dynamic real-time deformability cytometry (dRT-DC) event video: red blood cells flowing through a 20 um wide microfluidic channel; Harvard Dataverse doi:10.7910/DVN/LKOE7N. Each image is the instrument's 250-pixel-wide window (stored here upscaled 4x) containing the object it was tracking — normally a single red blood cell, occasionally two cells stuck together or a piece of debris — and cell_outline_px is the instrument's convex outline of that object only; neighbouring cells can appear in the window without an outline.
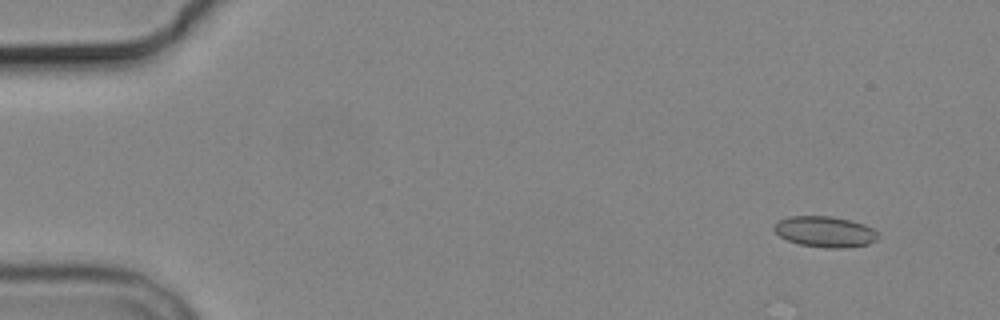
{"species": "common noctule bat (a hibernating species)", "species_latin": "Nyctalus noctula", "temperature_condition": "cold", "stored_images_in_passage": 6, "camera_frame_rate_fps": 3000, "um_per_image_px": 0.085, "animal": {"sex": "male", "body_mass_g": 19.2, "forearm_length_mm": 51.8}, "frame": {"image": 1, "passage_image": 2, "time_ms": 1.333, "image_size_px": [1000, 320], "cell_outline_px": [[880, 236], [876, 240], [868, 244], [844, 248], [828, 248], [800, 244], [788, 240], [780, 236], [772, 228], [780, 220], [788, 216], [832, 216], [864, 224], [880, 232]], "centroid_in_image_um": [70.16, 19.69], "position_along_channel_um": 14.8, "area_um2": 18.67}}
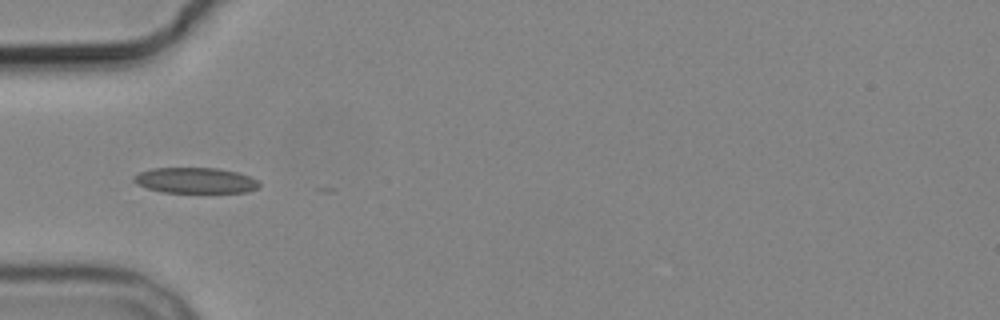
{"frame": {"image": 2, "passage_image": 6, "time_ms": 6.0, "image_size_px": [1000, 320], "cell_outline_px": [[260, 188], [244, 192], [160, 192], [136, 184], [132, 180], [132, 176], [140, 172], [152, 168], [216, 168], [236, 172], [248, 176], [256, 180], [260, 184]], "centroid_in_image_um": [16.56, 15.34], "position_along_channel_um": 68.4, "area_um2": 18.67}}